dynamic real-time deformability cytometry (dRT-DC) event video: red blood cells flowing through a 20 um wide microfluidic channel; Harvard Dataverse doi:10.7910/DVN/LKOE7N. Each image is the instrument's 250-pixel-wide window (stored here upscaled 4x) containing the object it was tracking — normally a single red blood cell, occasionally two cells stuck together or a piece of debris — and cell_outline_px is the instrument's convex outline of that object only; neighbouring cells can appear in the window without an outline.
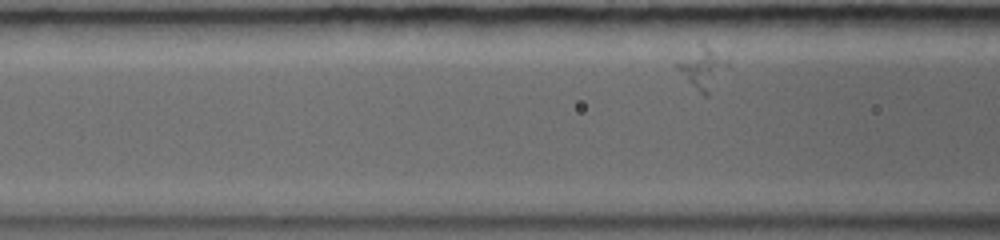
{"species": "common noctule bat (a hibernating species)", "species_latin": "Nyctalus noctula", "temperature_condition": "warm", "stored_images_in_passage": 35, "camera_frame_rate_fps": 5000, "um_per_image_px": 0.085, "animal": {"sex": "female", "body_mass_g": 19.0, "forearm_length_mm": 56.7}, "frame": {"image": 1, "passage_image": 6, "time_ms": 1.4, "image_size_px": [1000, 240], "cell_outline_px": [[732, 64], [708, 96], [704, 96], [672, 64], [700, 40], [704, 40], [728, 60]], "centroid_in_image_um": [59.75, 5.68], "position_along_channel_um": 106.9, "area_um2": 13.01}}
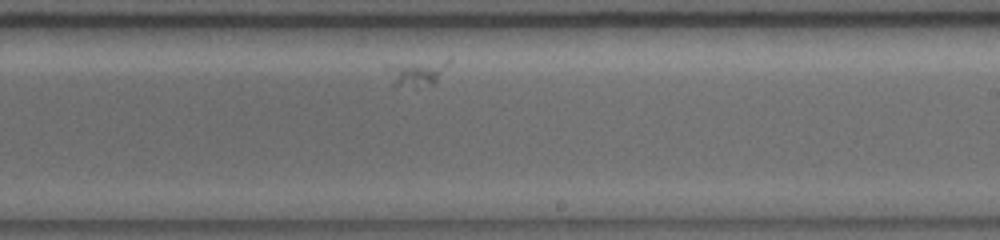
{"frame": {"image": 2, "passage_image": 20, "time_ms": 5.8, "image_size_px": [1000, 240], "cell_outline_px": [[452, 60], [436, 80], [432, 84], [416, 88], [392, 88], [384, 68], [384, 64], [448, 56]], "centroid_in_image_um": [35.35, 6.13], "position_along_channel_um": 253.6, "area_um2": 10.75}}
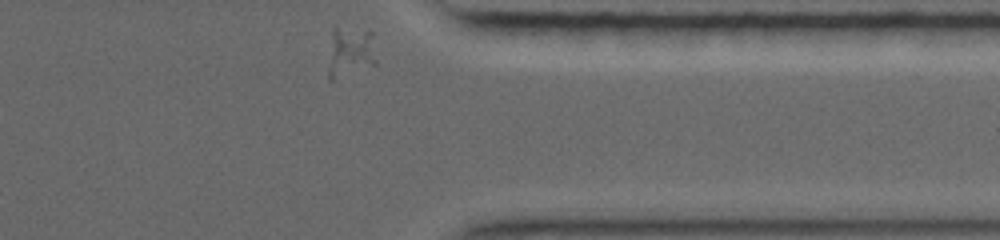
{"frame": {"image": 3, "passage_image": 35, "time_ms": 9.6, "image_size_px": [1000, 240], "cell_outline_px": [[376, 64], [332, 80], [328, 80], [328, 72], [332, 28], [336, 24], [368, 28], [372, 32], [376, 60]], "centroid_in_image_um": [29.77, 4.3], "position_along_channel_um": 381.6, "area_um2": 14.8}}